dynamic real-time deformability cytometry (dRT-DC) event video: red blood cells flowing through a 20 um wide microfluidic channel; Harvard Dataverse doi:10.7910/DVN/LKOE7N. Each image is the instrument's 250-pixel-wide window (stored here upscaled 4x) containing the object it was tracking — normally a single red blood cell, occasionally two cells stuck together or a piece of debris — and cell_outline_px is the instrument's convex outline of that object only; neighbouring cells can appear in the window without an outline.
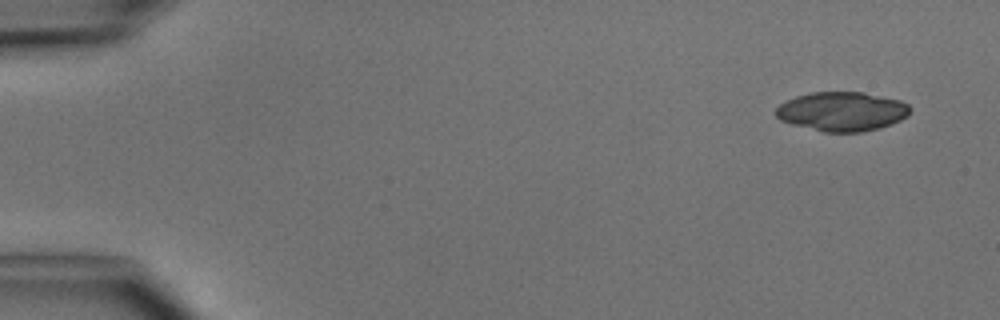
{"species": "common noctule bat (a hibernating species)", "species_latin": "Nyctalus noctula", "temperature_condition": "cold", "stored_images_in_passage": 5, "segment_of_instrument_passage": [1, 2], "camera_frame_rate_fps": 3000, "um_per_image_px": 0.085, "animal": {"sex": "male", "body_mass_g": 15.6}, "frame": {"image": 1, "passage_image": 1, "time_ms": 0.0, "image_size_px": [1000, 320], "cell_outline_px": [[912, 108], [908, 116], [892, 124], [880, 128], [860, 132], [824, 132], [792, 124], [780, 120], [776, 116], [776, 108], [780, 104], [796, 96], [812, 92], [864, 92], [900, 100], [908, 104]], "centroid_in_image_um": [71.6, 9.47], "position_along_channel_um": 13.4, "area_um2": 30.75}}